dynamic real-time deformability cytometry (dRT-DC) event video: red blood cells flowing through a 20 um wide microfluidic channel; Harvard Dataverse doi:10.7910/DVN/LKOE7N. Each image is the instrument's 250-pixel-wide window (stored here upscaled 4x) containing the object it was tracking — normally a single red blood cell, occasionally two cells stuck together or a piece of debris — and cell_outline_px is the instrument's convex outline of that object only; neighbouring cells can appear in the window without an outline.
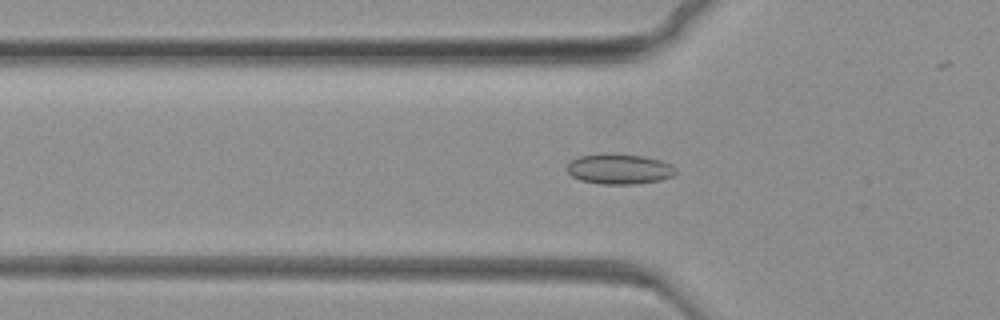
{"species": "common noctule bat (a hibernating species)", "species_latin": "Nyctalus noctula", "temperature_condition": "warm", "stored_images_in_passage": 79, "camera_frame_rate_fps": 3000, "um_per_image_px": 0.085, "animal": {"sex": "female", "body_mass_g": 19.3, "forearm_length_mm": 54.1}, "frame": {"image": 1, "passage_image": 26, "time_ms": 8.333, "image_size_px": [1000, 320], "cell_outline_px": [[676, 172], [672, 176], [660, 180], [636, 184], [600, 184], [580, 180], [572, 176], [564, 168], [572, 160], [580, 156], [600, 152], [616, 152], [644, 156], [660, 160], [676, 168]], "centroid_in_image_um": [52.59, 14.34], "position_along_channel_um": 73.2, "area_um2": 19.59}}
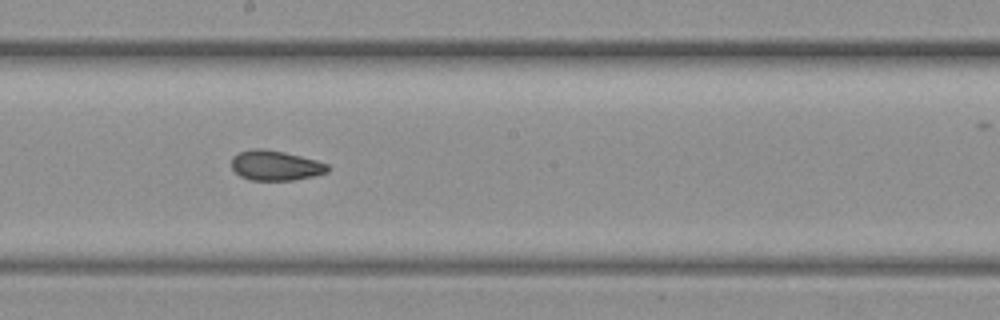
{"frame": {"image": 2, "passage_image": 43, "time_ms": 14.0, "image_size_px": [1000, 320], "cell_outline_px": [[328, 172], [312, 176], [292, 180], [252, 180], [240, 176], [232, 168], [232, 156], [240, 152], [252, 148], [264, 148], [284, 152], [316, 160], [328, 164]], "centroid_in_image_um": [23.39, 14.05], "position_along_channel_um": 224.8, "area_um2": 16.7}}
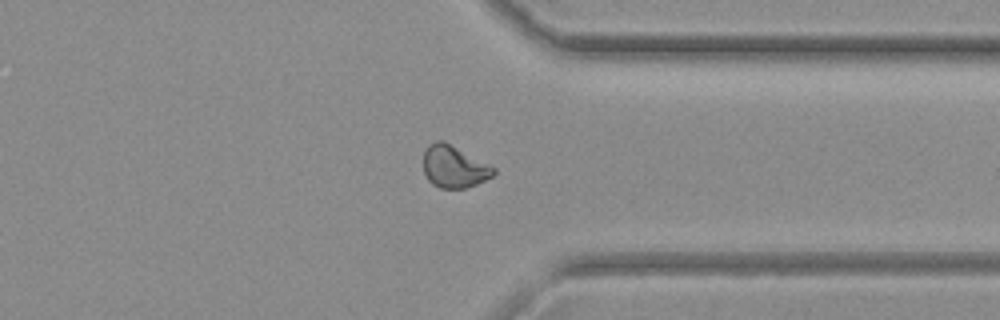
{"frame": {"image": 3, "passage_image": 60, "time_ms": 19.667, "image_size_px": [1000, 320], "cell_outline_px": [[496, 172], [492, 176], [476, 184], [464, 188], [440, 188], [432, 184], [428, 180], [424, 172], [424, 152], [428, 144], [436, 140], [444, 140], [496, 168]], "centroid_in_image_um": [38.58, 14.15], "position_along_channel_um": 372.8, "area_um2": 17.22}}